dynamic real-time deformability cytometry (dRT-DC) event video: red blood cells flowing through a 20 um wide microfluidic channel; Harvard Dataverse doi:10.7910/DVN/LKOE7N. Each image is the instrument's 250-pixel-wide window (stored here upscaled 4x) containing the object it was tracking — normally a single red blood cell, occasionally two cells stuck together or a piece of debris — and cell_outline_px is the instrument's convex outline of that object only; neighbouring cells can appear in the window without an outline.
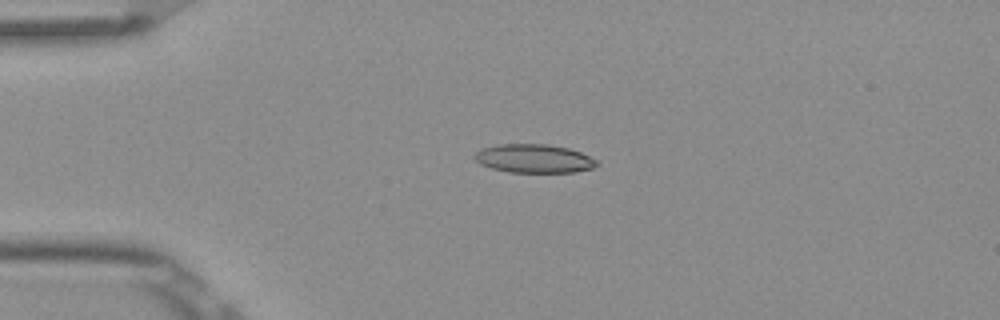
{"species": "Egyptian fruit bat (a non-hibernating species)", "species_latin": "Rousettus aegyptiacus", "temperature_condition": "room temperature", "stored_images_in_passage": 3, "camera_frame_rate_fps": 3000, "um_per_image_px": 0.085, "frame": {"image": 1, "passage_image": 1, "time_ms": 0.0, "image_size_px": [1000, 320], "cell_outline_px": [[600, 164], [592, 168], [576, 172], [508, 172], [492, 168], [480, 164], [472, 156], [476, 152], [484, 148], [496, 144], [548, 144], [568, 148], [580, 152], [600, 160]], "centroid_in_image_um": [45.42, 13.47], "position_along_channel_um": 39.6, "area_um2": 20.52}}
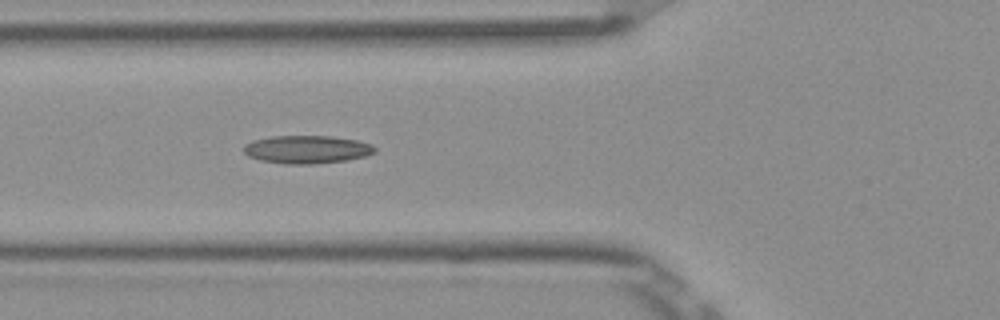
{"frame": {"image": 2, "passage_image": 3, "time_ms": 0.667, "image_size_px": [1000, 320], "cell_outline_px": [[376, 152], [368, 156], [348, 160], [312, 164], [284, 164], [260, 160], [248, 156], [244, 152], [244, 144], [252, 140], [272, 136], [332, 136], [356, 140], [372, 144], [376, 148]], "centroid_in_image_um": [26.1, 12.7], "position_along_channel_um": 99.7, "area_um2": 21.62}}